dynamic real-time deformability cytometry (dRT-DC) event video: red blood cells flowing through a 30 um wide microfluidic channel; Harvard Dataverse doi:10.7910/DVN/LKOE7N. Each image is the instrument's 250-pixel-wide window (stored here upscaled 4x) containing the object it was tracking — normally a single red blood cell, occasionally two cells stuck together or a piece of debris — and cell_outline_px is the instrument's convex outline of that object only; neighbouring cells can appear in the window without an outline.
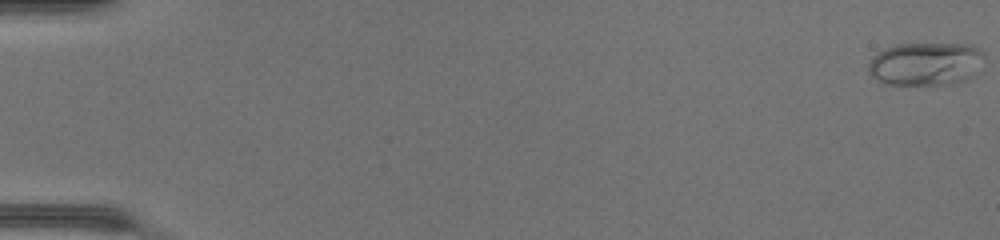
{"species": "common noctule bat (a hibernating species)", "species_latin": "Nyctalus noctula", "temperature_condition": "warm", "stored_images_in_passage": 49, "camera_frame_rate_fps": 3000, "um_per_image_px": 0.085, "animal": {"sex": "female", "body_mass_g": 17.0, "forearm_length_mm": 48.0}, "frame": {"image": 1, "passage_image": 1, "time_ms": 0.0, "image_size_px": [1000, 240], "cell_outline_px": [[984, 56], [968, 76], [964, 80], [956, 84], [884, 84], [876, 80], [868, 72], [868, 64], [872, 56], [884, 48], [896, 44], [972, 44], [984, 52]], "centroid_in_image_um": [78.59, 5.41], "position_along_channel_um": 6.4, "area_um2": 28.9}}
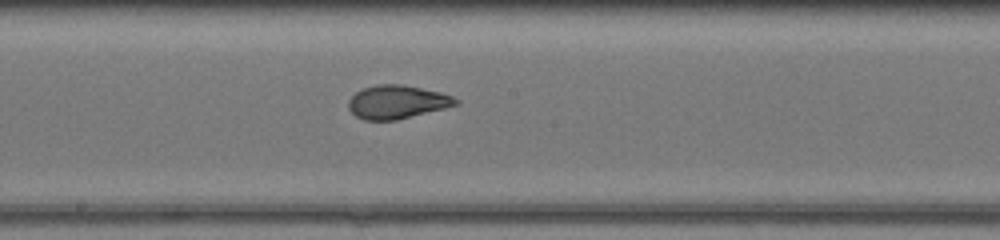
{"frame": {"image": 2, "passage_image": 28, "time_ms": 9.0, "image_size_px": [1000, 240], "cell_outline_px": [[460, 104], [396, 120], [364, 120], [356, 116], [348, 108], [348, 100], [356, 92], [364, 88], [376, 84], [400, 84], [440, 92], [452, 96], [460, 100]], "centroid_in_image_um": [33.74, 8.67], "position_along_channel_um": 214.5, "area_um2": 20.81}}
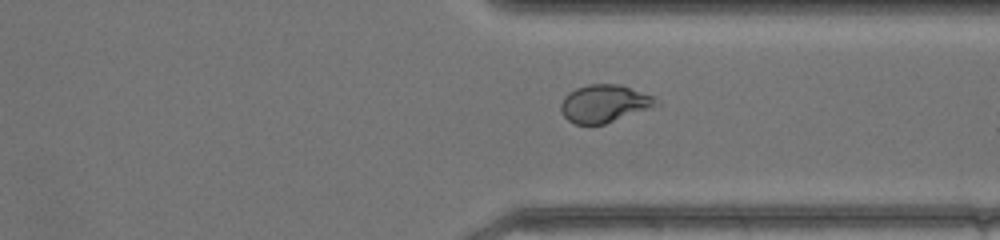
{"frame": {"image": 3, "passage_image": 38, "time_ms": 12.333, "image_size_px": [1000, 240], "cell_outline_px": [[660, 104], [652, 108], [604, 124], [576, 124], [568, 120], [564, 116], [560, 108], [560, 104], [564, 96], [568, 92], [576, 88], [588, 84], [620, 84], [652, 96]], "centroid_in_image_um": [51.35, 8.8], "position_along_channel_um": 360.1, "area_um2": 20.87}, "authors_computed_cell_mechanics": {"area_um2": 22.1374, "velocity_mm_per_s": 4.3829, "shape_relaxation_time_tau1_ms": 5.4828, "shape_relaxation_time_tau2_ms": 0.6077, "deformation_change_tau1": 0.218, "deformation_change_tau2": 0.0663}}